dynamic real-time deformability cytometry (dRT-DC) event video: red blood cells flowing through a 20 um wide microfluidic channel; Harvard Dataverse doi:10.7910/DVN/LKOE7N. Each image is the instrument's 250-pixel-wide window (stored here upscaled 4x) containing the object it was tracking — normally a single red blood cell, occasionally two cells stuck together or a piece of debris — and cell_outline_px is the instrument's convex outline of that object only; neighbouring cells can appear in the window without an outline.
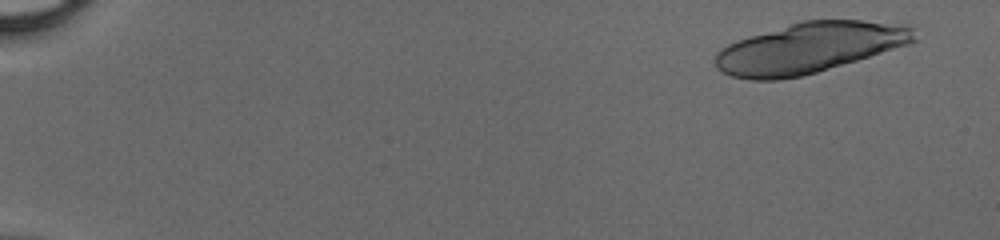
{"species": "human", "species_latin": "Homo sapiens", "temperature_condition": "cold", "stored_images_in_passage": 20, "camera_frame_rate_fps": 3000, "um_per_image_px": 0.085, "donor": {"sex": "male"}, "frame": {"image": 1, "passage_image": 3, "time_ms": 0.667, "image_size_px": [1000, 240], "cell_outline_px": [[916, 40], [908, 44], [856, 60], [816, 72], [800, 76], [780, 80], [748, 80], [732, 76], [716, 68], [716, 52], [720, 48], [736, 40], [800, 20], [860, 20], [916, 28]], "centroid_in_image_um": [68.72, 4.07], "position_along_channel_um": 16.3, "area_um2": 57.92}}